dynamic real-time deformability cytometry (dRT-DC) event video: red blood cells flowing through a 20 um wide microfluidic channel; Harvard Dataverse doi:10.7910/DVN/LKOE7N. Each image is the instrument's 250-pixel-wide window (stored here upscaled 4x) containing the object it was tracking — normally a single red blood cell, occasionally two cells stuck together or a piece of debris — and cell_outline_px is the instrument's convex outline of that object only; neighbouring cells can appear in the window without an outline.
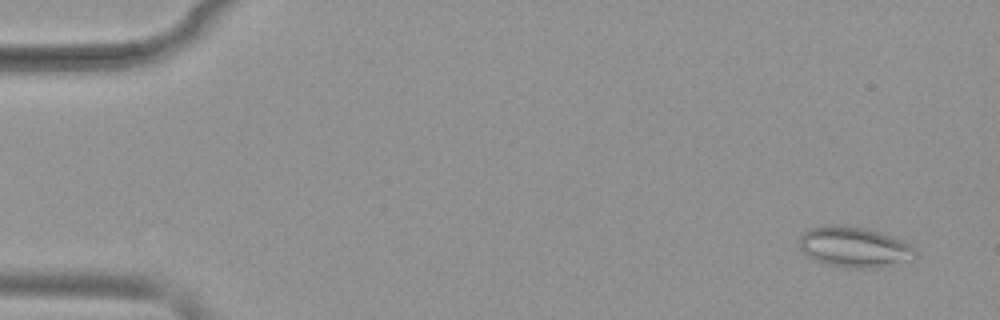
{"species": "common noctule bat (a hibernating species)", "species_latin": "Nyctalus noctula", "temperature_condition": "warm", "stored_images_in_passage": 52, "camera_frame_rate_fps": 3000, "um_per_image_px": 0.085, "animal": {"sex": "female", "body_mass_g": 19.9}, "frame": {"image": 1, "passage_image": 3, "time_ms": 0.667, "image_size_px": [1000, 320], "cell_outline_px": [[920, 256], [916, 260], [880, 268], [852, 268], [828, 264], [816, 260], [808, 256], [800, 248], [800, 236], [808, 228], [824, 224], [848, 224], [868, 228], [892, 236], [916, 248]], "centroid_in_image_um": [72.69, 20.98], "position_along_channel_um": 12.3, "area_um2": 28.15}}
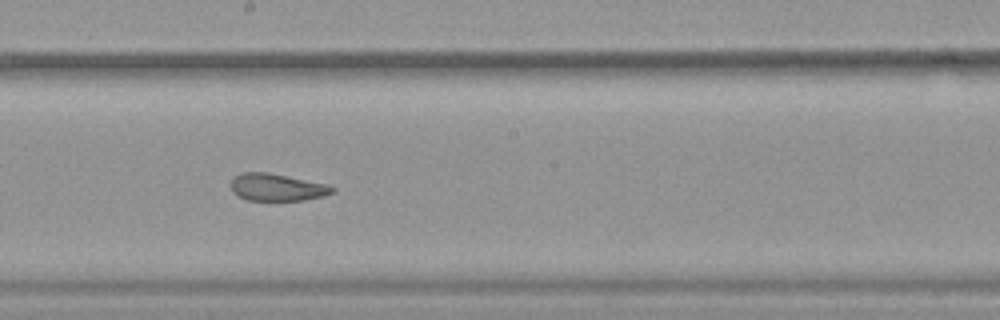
{"frame": {"image": 2, "passage_image": 29, "time_ms": 9.333, "image_size_px": [1000, 320], "cell_outline_px": [[336, 192], [324, 196], [304, 200], [244, 200], [232, 192], [232, 180], [236, 176], [244, 172], [268, 172], [328, 184], [336, 188]], "centroid_in_image_um": [23.59, 15.92], "position_along_channel_um": 224.6, "area_um2": 16.18}}
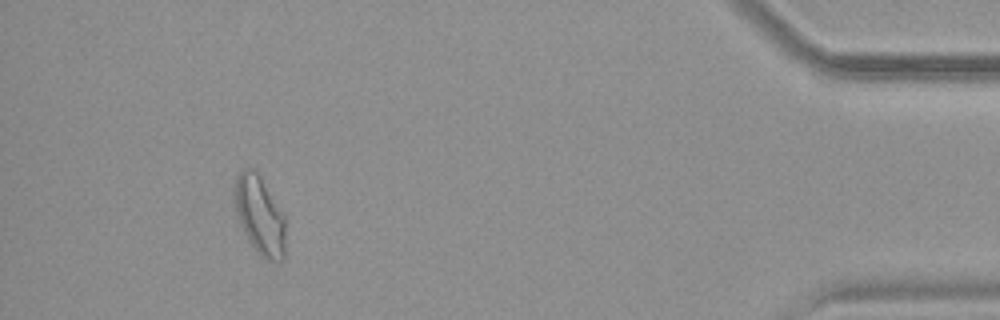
{"frame": {"image": 3, "passage_image": 48, "time_ms": 15.667, "image_size_px": [1000, 320], "cell_outline_px": [[284, 256], [280, 260], [268, 260], [260, 256], [256, 252], [248, 240], [240, 224], [236, 212], [236, 176], [240, 168], [256, 168], [284, 216]], "centroid_in_image_um": [22.06, 18.27], "position_along_channel_um": 413.1, "area_um2": 22.95}, "authors_computed_cell_mechanics": {"area_um2": 20.6057, "velocity_mm_per_s": 3.9087, "shape_relaxation_time_tau1_ms": 11.1426, "shape_relaxation_time_tau2_ms": 1.3479, "deformation_change_tau1": 0.217, "deformation_change_tau2": 0.0847}}